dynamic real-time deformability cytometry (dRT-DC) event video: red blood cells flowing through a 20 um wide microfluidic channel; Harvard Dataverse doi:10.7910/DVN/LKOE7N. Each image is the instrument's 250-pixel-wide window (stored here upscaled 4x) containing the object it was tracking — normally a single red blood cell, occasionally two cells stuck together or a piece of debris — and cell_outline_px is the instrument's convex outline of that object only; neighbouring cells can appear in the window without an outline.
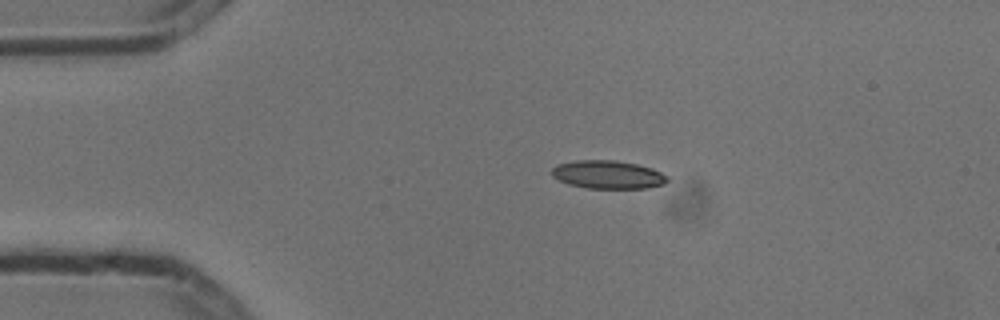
{"species": "common noctule bat (a hibernating species)", "species_latin": "Nyctalus noctula", "temperature_condition": "cold", "stored_images_in_passage": 5, "camera_frame_rate_fps": 3000, "um_per_image_px": 0.085, "animal": {"sex": "male", "body_mass_g": 13.3}, "frame": {"image": 1, "passage_image": 3, "time_ms": 0.667, "image_size_px": [1000, 320], "cell_outline_px": [[668, 180], [664, 184], [648, 188], [588, 188], [568, 184], [552, 176], [552, 168], [556, 164], [576, 160], [612, 160], [636, 164], [652, 168], [668, 176]], "centroid_in_image_um": [51.67, 14.84], "position_along_channel_um": 33.3, "area_um2": 18.96}}
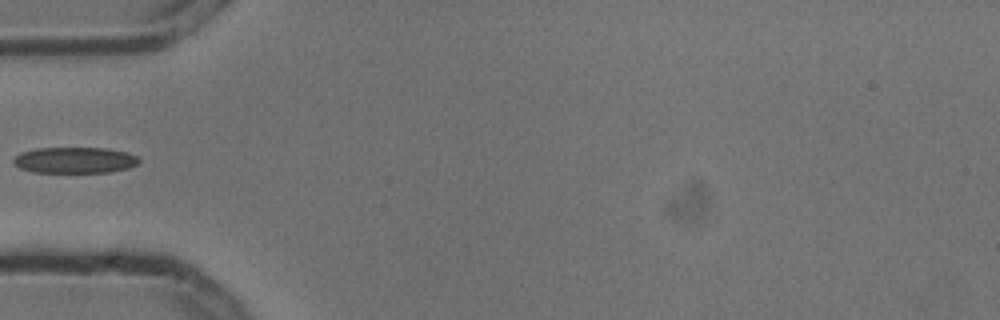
{"frame": {"image": 2, "passage_image": 5, "time_ms": 1.333, "image_size_px": [1000, 320], "cell_outline_px": [[140, 160], [136, 164], [128, 168], [108, 172], [32, 172], [20, 168], [12, 164], [12, 160], [20, 152], [36, 148], [108, 148], [128, 152], [136, 156]], "centroid_in_image_um": [6.32, 13.6], "position_along_channel_um": 78.7, "area_um2": 19.13}}